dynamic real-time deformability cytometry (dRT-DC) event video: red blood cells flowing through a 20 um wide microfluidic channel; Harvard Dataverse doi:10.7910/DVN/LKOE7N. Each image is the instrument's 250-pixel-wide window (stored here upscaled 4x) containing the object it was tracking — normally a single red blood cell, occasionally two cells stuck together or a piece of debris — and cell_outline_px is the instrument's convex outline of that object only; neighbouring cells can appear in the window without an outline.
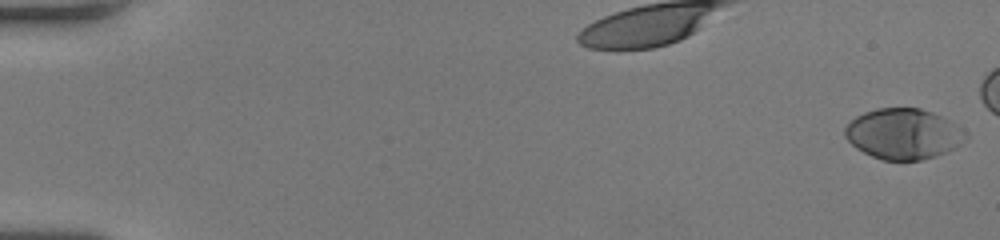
{"species": "human", "species_latin": "Homo sapiens", "temperature_condition": "room temperature", "stored_images_in_passage": 48, "camera_frame_rate_fps": 3000, "um_per_image_px": 0.085, "donor": {"sex": "female"}, "frame": {"image": 1, "passage_image": 1, "time_ms": 0.0, "image_size_px": [1000, 240], "cell_outline_px": [[960, 144], [956, 148], [936, 156], [920, 160], [884, 160], [872, 156], [856, 148], [844, 136], [844, 128], [856, 116], [864, 112], [876, 108], [920, 108], [932, 112], [940, 116], [952, 124], [960, 140]], "centroid_in_image_um": [76.64, 11.38], "position_along_channel_um": 8.4, "area_um2": 34.45}}
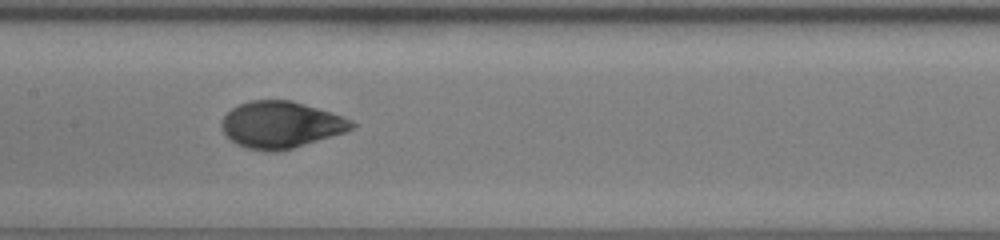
{"frame": {"image": 2, "passage_image": 28, "time_ms": 9.0, "image_size_px": [1000, 240], "cell_outline_px": [[356, 124], [352, 128], [344, 132], [292, 148], [276, 152], [268, 152], [248, 148], [236, 144], [224, 132], [220, 124], [224, 116], [232, 108], [240, 104], [252, 100], [292, 100], [352, 120]], "centroid_in_image_um": [23.84, 10.6], "position_along_channel_um": 183.6, "area_um2": 34.85}}
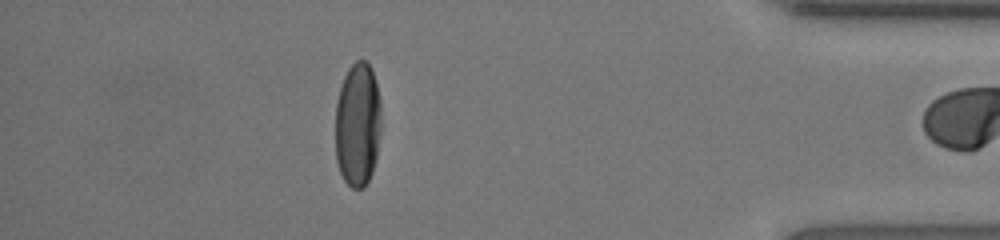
{"frame": {"image": 3, "passage_image": 47, "time_ms": 15.333, "image_size_px": [1000, 240], "cell_outline_px": [[380, 132], [376, 156], [372, 172], [364, 188], [352, 188], [344, 180], [340, 172], [336, 160], [336, 104], [340, 88], [344, 76], [348, 68], [356, 60], [364, 60], [372, 68], [380, 100]], "centroid_in_image_um": [30.4, 10.58], "position_along_channel_um": 404.8, "area_um2": 33.18}}